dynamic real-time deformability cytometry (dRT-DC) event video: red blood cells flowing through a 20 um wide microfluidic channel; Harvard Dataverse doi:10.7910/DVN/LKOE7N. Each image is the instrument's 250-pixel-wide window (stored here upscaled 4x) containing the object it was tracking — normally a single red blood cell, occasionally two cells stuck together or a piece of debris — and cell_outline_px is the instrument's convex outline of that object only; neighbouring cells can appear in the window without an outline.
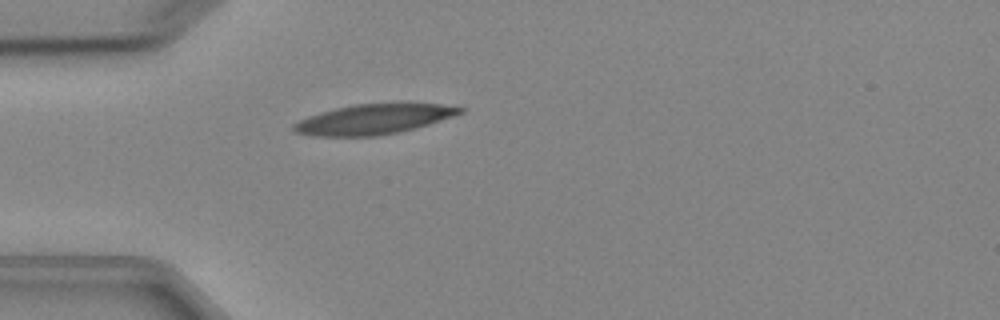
{"species": "Egyptian fruit bat (a non-hibernating species)", "species_latin": "Rousettus aegyptiacus", "temperature_condition": "cold", "stored_images_in_passage": 4, "camera_frame_rate_fps": 3000, "um_per_image_px": 0.085, "animal": {"sex": "female"}, "frame": {"image": 1, "passage_image": 4, "time_ms": 4.333, "image_size_px": [1000, 320], "cell_outline_px": [[468, 108], [464, 112], [416, 128], [376, 136], [312, 136], [292, 132], [292, 124], [308, 116], [320, 112], [336, 108], [356, 104], [404, 100], [408, 100], [440, 104]], "centroid_in_image_um": [31.81, 10.08], "position_along_channel_um": 53.2, "area_um2": 30.11}}